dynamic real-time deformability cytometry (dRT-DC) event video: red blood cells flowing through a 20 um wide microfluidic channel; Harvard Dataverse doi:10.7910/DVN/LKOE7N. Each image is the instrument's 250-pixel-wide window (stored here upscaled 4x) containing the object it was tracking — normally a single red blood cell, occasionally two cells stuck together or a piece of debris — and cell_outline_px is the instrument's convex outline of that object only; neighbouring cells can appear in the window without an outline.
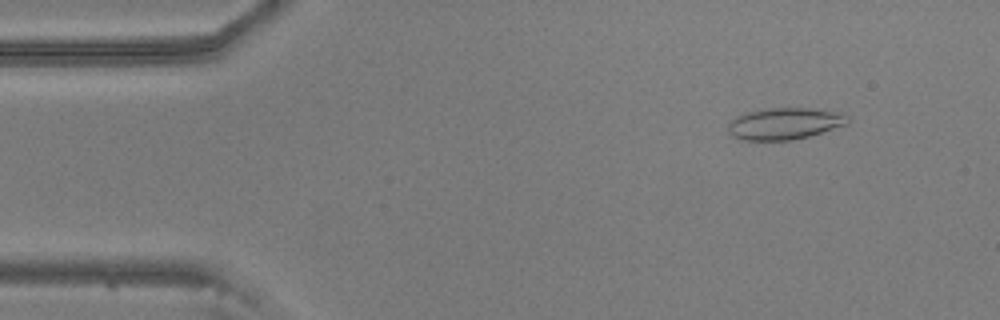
{"species": "common noctule bat (a hibernating species)", "species_latin": "Nyctalus noctula", "temperature_condition": "warm", "stored_images_in_passage": 55, "camera_frame_rate_fps": 3000, "um_per_image_px": 0.085, "animal": {"sex": "male", "body_mass_g": 20.5, "forearm_length_mm": 52.5}, "frame": {"image": 1, "passage_image": 6, "time_ms": 1.667, "image_size_px": [1000, 320], "cell_outline_px": [[848, 124], [808, 136], [792, 140], [744, 140], [732, 136], [728, 132], [728, 124], [736, 116], [748, 112], [768, 108], [808, 108], [832, 112], [848, 116]], "centroid_in_image_um": [66.64, 10.51], "position_along_channel_um": 18.4, "area_um2": 21.73}}
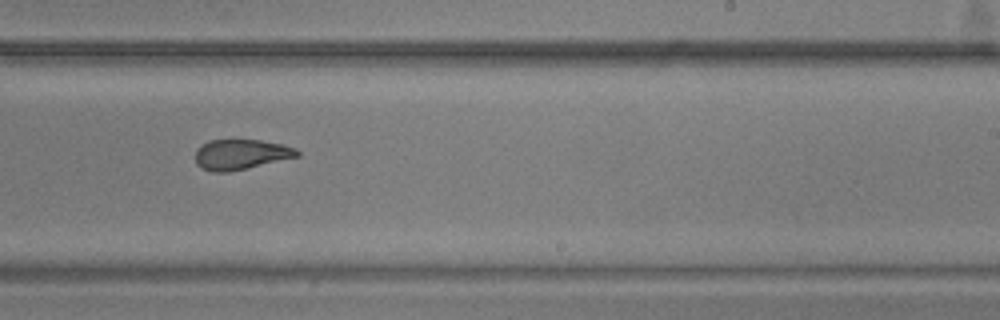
{"frame": {"image": 2, "passage_image": 33, "time_ms": 10.667, "image_size_px": [1000, 320], "cell_outline_px": [[300, 156], [228, 172], [212, 172], [200, 168], [196, 164], [196, 148], [208, 140], [260, 140], [280, 144], [296, 148], [300, 152]], "centroid_in_image_um": [20.45, 13.13], "position_along_channel_um": 268.6, "area_um2": 17.92}}
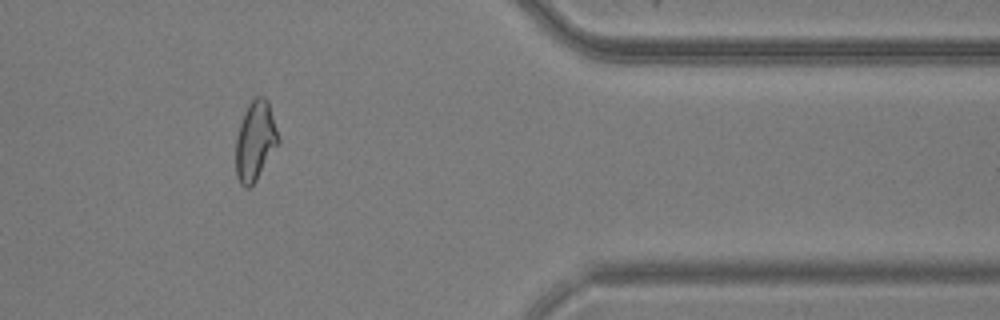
{"frame": {"image": 3, "passage_image": 45, "time_ms": 14.667, "image_size_px": [1000, 320], "cell_outline_px": [[280, 144], [256, 180], [248, 188], [244, 188], [240, 184], [236, 176], [236, 136], [244, 112], [252, 96], [264, 96], [268, 100], [280, 140]], "centroid_in_image_um": [21.71, 11.96], "position_along_channel_um": 389.7, "area_um2": 20.0}, "authors_computed_cell_mechanics": {"area_um2": 19.9988, "velocity_mm_per_s": 3.6588, "shape_relaxation_time_tau1_ms": null, "shape_relaxation_time_tau2_ms": 2.4562, "deformation_change_tau1": null, "deformation_change_tau2": 0.0955}}